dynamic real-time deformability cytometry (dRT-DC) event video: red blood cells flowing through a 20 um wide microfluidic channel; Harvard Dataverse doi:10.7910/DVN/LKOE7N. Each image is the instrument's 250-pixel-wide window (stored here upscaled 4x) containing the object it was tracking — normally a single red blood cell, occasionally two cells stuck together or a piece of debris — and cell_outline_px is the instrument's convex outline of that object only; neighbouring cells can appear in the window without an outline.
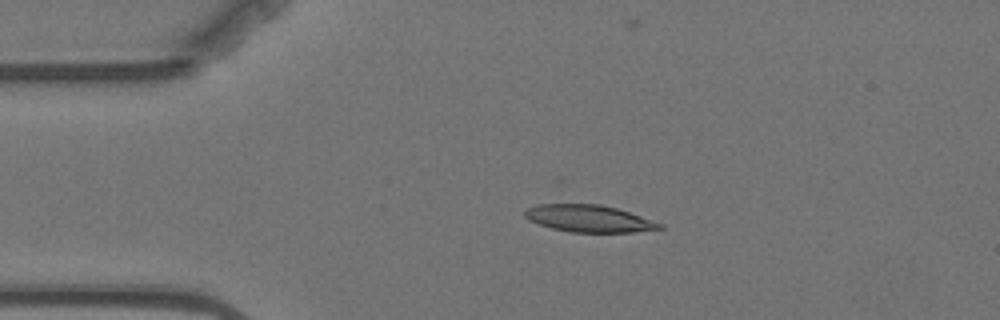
{"species": "Egyptian fruit bat (a non-hibernating species)", "species_latin": "Rousettus aegyptiacus", "temperature_condition": "warm", "stored_images_in_passage": 6, "camera_frame_rate_fps": 3000, "um_per_image_px": 0.085, "animal": {"sex": "female"}, "frame": {"image": 1, "passage_image": 5, "time_ms": 4.667, "image_size_px": [1000, 320], "cell_outline_px": [[664, 228], [632, 232], [572, 232], [552, 228], [528, 220], [524, 216], [524, 212], [528, 208], [536, 204], [556, 200], [600, 204], [616, 208], [664, 224]], "centroid_in_image_um": [49.96, 18.51], "position_along_channel_um": 35.0, "area_um2": 22.02}}